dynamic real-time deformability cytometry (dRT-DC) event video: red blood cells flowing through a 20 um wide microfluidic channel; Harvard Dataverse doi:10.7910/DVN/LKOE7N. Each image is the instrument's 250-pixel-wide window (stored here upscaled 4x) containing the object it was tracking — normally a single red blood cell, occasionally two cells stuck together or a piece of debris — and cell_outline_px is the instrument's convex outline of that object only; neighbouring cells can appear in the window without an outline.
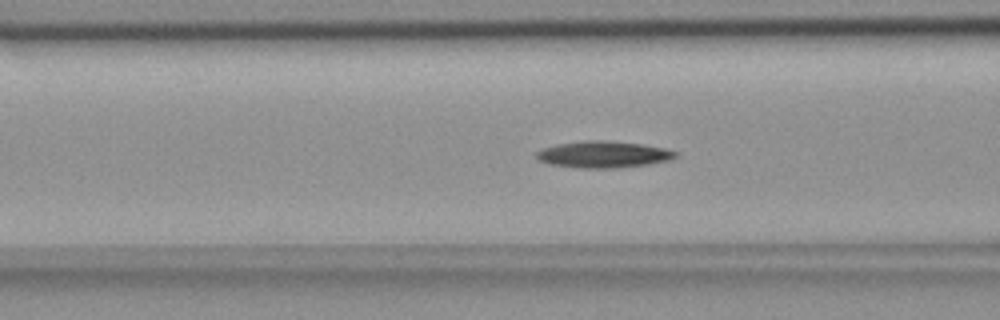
{"species": "common noctule bat (a hibernating species)", "species_latin": "Nyctalus noctula", "temperature_condition": "room temperature", "stored_images_in_passage": 49, "segment_of_instrument_passage": [1, 2], "camera_frame_rate_fps": 3000, "um_per_image_px": 0.085, "animal": {"sex": "female", "body_mass_g": 18.4}, "frame": {"image": 1, "passage_image": 14, "time_ms": 4.333, "image_size_px": [1000, 320], "cell_outline_px": [[680, 156], [668, 160], [648, 164], [620, 168], [580, 168], [548, 164], [540, 160], [536, 156], [536, 152], [544, 148], [556, 144], [584, 140], [604, 140], [640, 144], [664, 148], [680, 152]], "centroid_in_image_um": [51.31, 13.13], "position_along_channel_um": 115.3, "area_um2": 21.68}}
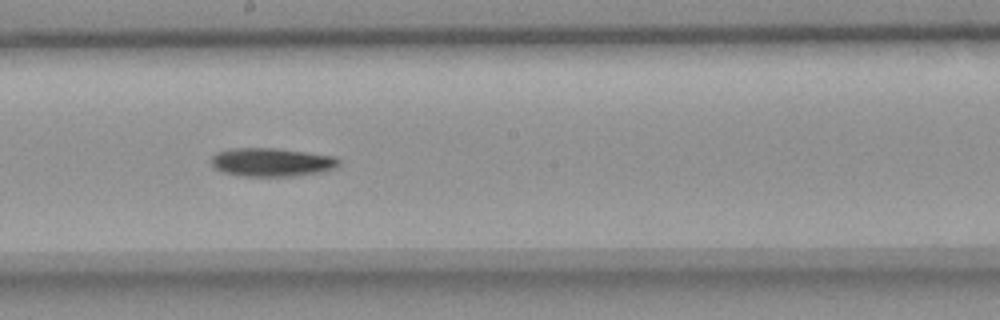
{"frame": {"image": 2, "passage_image": 23, "time_ms": 7.333, "image_size_px": [1000, 320], "cell_outline_px": [[340, 164], [336, 168], [324, 172], [292, 176], [244, 176], [224, 172], [216, 168], [212, 164], [212, 156], [216, 152], [232, 148], [272, 148], [336, 156], [340, 160]], "centroid_in_image_um": [23.14, 13.79], "position_along_channel_um": 225.1, "area_um2": 21.15}}
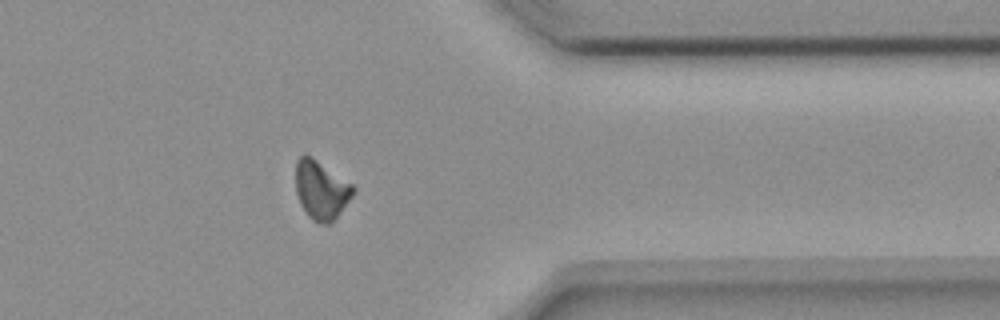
{"frame": {"image": 3, "passage_image": 37, "time_ms": 12.0, "image_size_px": [1000, 320], "cell_outline_px": [[356, 188], [352, 196], [340, 212], [328, 224], [320, 224], [312, 220], [308, 216], [300, 204], [296, 192], [296, 160], [300, 156], [312, 156], [352, 184]], "centroid_in_image_um": [27.28, 16.15], "position_along_channel_um": 384.1, "area_um2": 19.48}}